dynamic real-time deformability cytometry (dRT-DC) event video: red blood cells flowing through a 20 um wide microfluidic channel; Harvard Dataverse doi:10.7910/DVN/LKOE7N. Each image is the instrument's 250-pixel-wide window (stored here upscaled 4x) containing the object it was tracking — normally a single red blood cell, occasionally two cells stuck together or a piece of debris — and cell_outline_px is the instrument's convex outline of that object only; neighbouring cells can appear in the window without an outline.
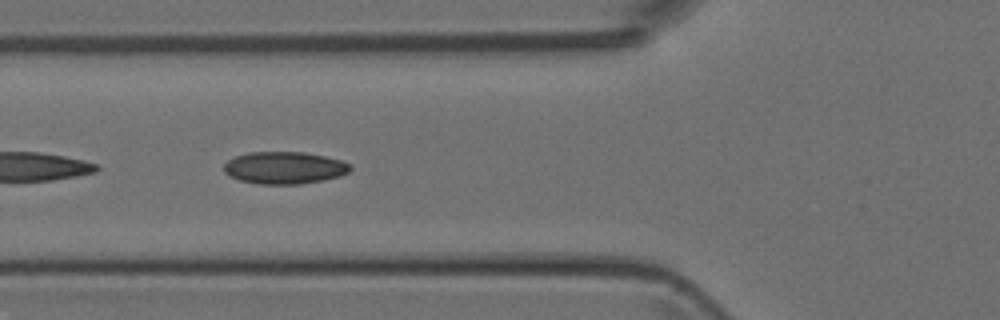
{"species": "Egyptian fruit bat (a non-hibernating species)", "species_latin": "Rousettus aegyptiacus", "temperature_condition": "room temperature", "stored_images_in_passage": 38, "camera_frame_rate_fps": 3000, "um_per_image_px": 0.085, "animal": {"sex": "female"}, "frame": {"image": 1, "passage_image": 14, "time_ms": 4.333, "image_size_px": [1000, 320], "cell_outline_px": [[352, 168], [348, 172], [340, 176], [324, 180], [300, 184], [260, 184], [240, 180], [228, 176], [224, 172], [224, 164], [228, 160], [236, 156], [248, 152], [304, 152], [324, 156], [340, 160], [352, 164]], "centroid_in_image_um": [24.18, 14.26], "position_along_channel_um": 101.6, "area_um2": 23.81}}
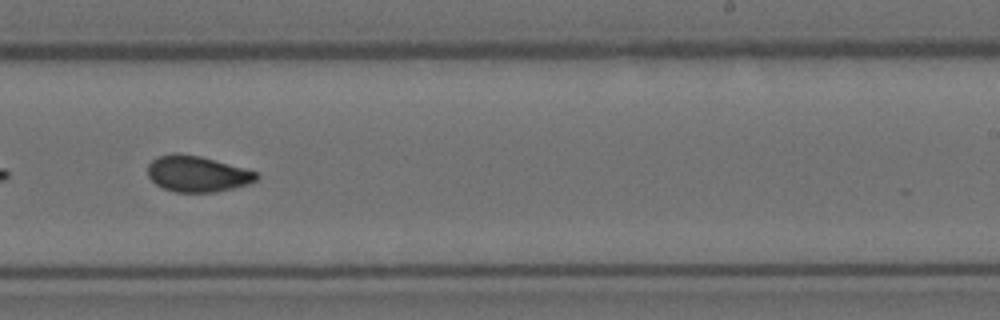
{"frame": {"image": 2, "passage_image": 26, "time_ms": 8.333, "image_size_px": [1000, 320], "cell_outline_px": [[260, 176], [256, 180], [248, 184], [216, 192], [176, 192], [164, 188], [156, 184], [148, 176], [148, 164], [156, 156], [172, 152], [200, 156], [256, 172]], "centroid_in_image_um": [16.72, 14.77], "position_along_channel_um": 272.3, "area_um2": 22.66}}
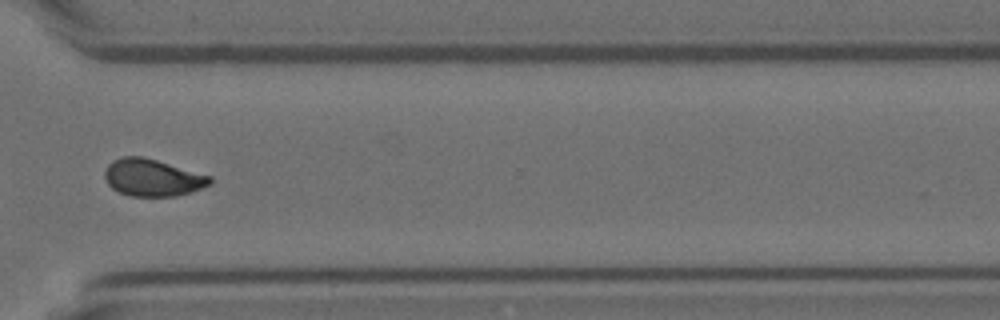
{"frame": {"image": 3, "passage_image": 32, "time_ms": 10.333, "image_size_px": [1000, 320], "cell_outline_px": [[212, 184], [176, 196], [128, 196], [112, 188], [108, 184], [104, 176], [104, 172], [108, 164], [112, 160], [124, 156], [140, 156], [156, 160], [212, 176]], "centroid_in_image_um": [12.94, 15.1], "position_along_channel_um": 357.7, "area_um2": 22.66}}